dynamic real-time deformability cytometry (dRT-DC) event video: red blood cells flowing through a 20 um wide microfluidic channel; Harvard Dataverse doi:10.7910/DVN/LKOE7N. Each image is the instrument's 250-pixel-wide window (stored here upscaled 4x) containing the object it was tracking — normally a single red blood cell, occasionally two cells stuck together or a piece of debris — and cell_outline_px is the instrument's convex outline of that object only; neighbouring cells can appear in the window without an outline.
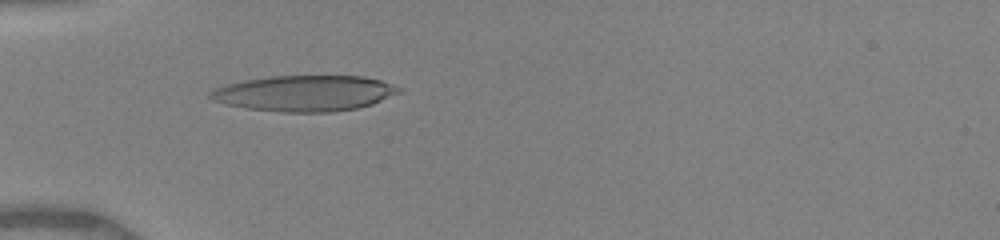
{"species": "human", "species_latin": "Homo sapiens", "temperature_condition": "warm", "stored_images_in_passage": 43, "camera_frame_rate_fps": 3000, "um_per_image_px": 0.085, "donor": {"sex": "female"}, "frame": {"image": 1, "passage_image": 12, "time_ms": 4.0, "image_size_px": [1000, 240], "cell_outline_px": [[404, 92], [372, 104], [356, 108], [332, 112], [280, 112], [244, 108], [224, 104], [212, 100], [208, 96], [208, 92], [216, 88], [228, 84], [244, 80], [272, 76], [364, 76], [380, 80], [404, 88]], "centroid_in_image_um": [25.92, 7.93], "position_along_channel_um": 59.1, "area_um2": 39.65}}
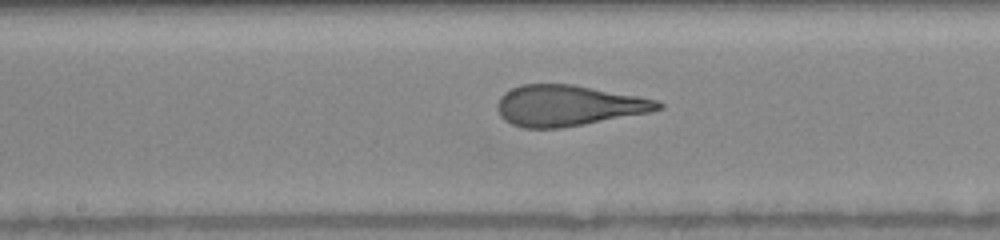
{"frame": {"image": 2, "passage_image": 23, "time_ms": 7.667, "image_size_px": [1000, 240], "cell_outline_px": [[664, 108], [648, 112], [584, 124], [560, 128], [524, 128], [512, 124], [504, 120], [500, 116], [496, 108], [496, 104], [500, 96], [504, 92], [520, 84], [572, 84], [636, 96], [656, 100], [664, 104]], "centroid_in_image_um": [48.23, 8.97], "position_along_channel_um": 200.0, "area_um2": 38.03}}
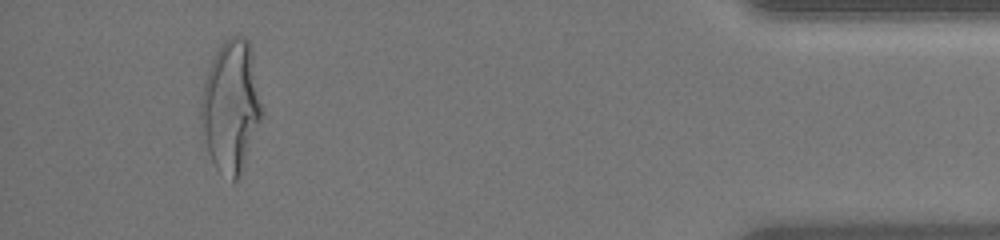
{"frame": {"image": 3, "passage_image": 40, "time_ms": 14.333, "image_size_px": [1000, 240], "cell_outline_px": [[264, 116], [240, 176], [236, 180], [232, 180], [216, 168], [208, 152], [200, 124], [200, 96], [212, 60], [216, 52], [224, 40], [232, 36], [244, 36], [248, 40], [252, 52]], "centroid_in_image_um": [19.64, 9.05], "position_along_channel_um": 415.6, "area_um2": 46.93}, "authors_computed_cell_mechanics": {"area_um2": 38.148, "velocity_mm_per_s": 4.0301, "shape_relaxation_time_tau1_ms": 6.1173, "shape_relaxation_time_tau2_ms": 1.1104, "deformation_change_tau1": 0.2804, "deformation_change_tau2": 0.1107}}